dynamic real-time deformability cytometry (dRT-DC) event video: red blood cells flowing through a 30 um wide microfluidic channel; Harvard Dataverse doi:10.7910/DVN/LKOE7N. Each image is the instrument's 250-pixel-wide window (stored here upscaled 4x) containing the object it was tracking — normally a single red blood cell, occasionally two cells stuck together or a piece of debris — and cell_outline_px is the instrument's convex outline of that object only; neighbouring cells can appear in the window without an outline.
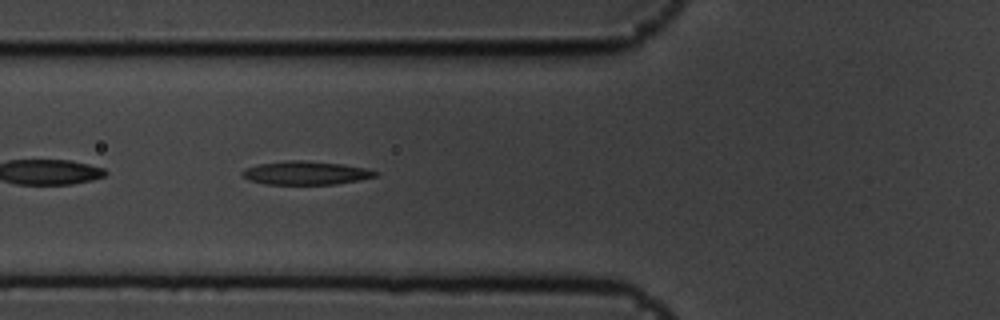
{"species": "common noctule bat (a hibernating species)", "species_latin": "Nyctalus noctula", "temperature_condition": "cold", "stored_images_in_passage": 54, "camera_frame_rate_fps": 3000, "um_per_image_px": 0.085, "animal": {"sex": "male", "body_mass_g": 19.5, "forearm_length_mm": 54.6}, "frame": {"image": 1, "passage_image": 23, "time_ms": 7.333, "image_size_px": [1000, 320], "cell_outline_px": [[376, 176], [360, 180], [336, 184], [264, 184], [248, 180], [240, 176], [240, 172], [244, 168], [256, 164], [288, 160], [308, 160], [344, 164], [364, 168], [376, 172]], "centroid_in_image_um": [25.9, 14.69], "position_along_channel_um": 99.9, "area_um2": 18.44}}
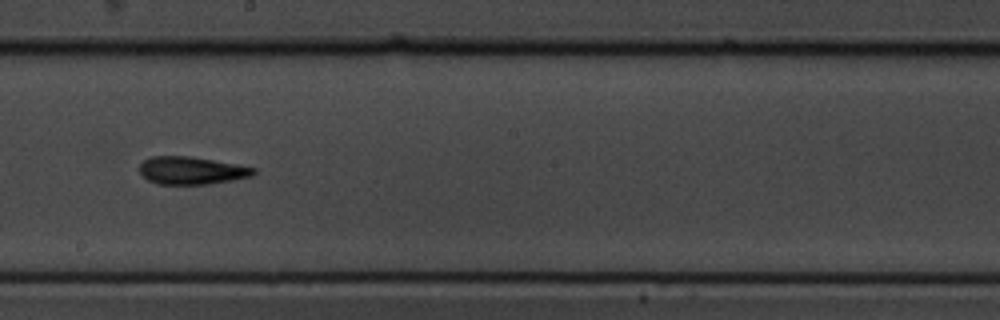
{"frame": {"image": 2, "passage_image": 34, "time_ms": 11.0, "image_size_px": [1000, 320], "cell_outline_px": [[256, 172], [252, 176], [232, 180], [208, 184], [156, 184], [148, 180], [140, 172], [140, 164], [144, 160], [152, 156], [192, 156], [256, 168]], "centroid_in_image_um": [16.27, 14.49], "position_along_channel_um": 231.9, "area_um2": 18.32}}
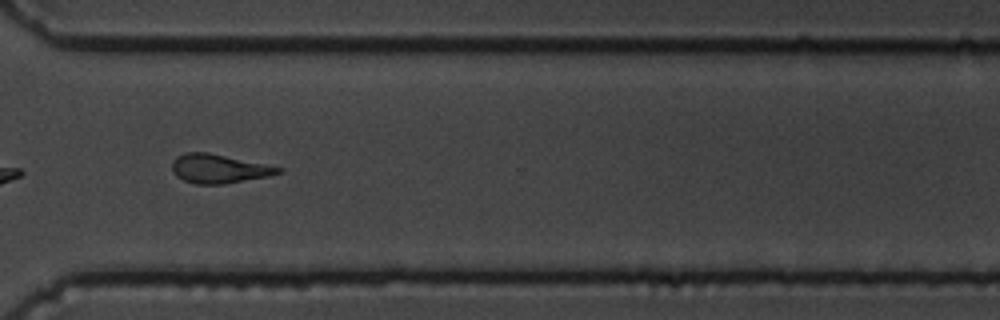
{"frame": {"image": 3, "passage_image": 44, "time_ms": 14.333, "image_size_px": [1000, 320], "cell_outline_px": [[284, 172], [268, 176], [224, 184], [196, 184], [184, 180], [176, 176], [172, 172], [172, 160], [176, 156], [184, 152], [208, 152], [284, 168]], "centroid_in_image_um": [18.58, 14.33], "position_along_channel_um": 352.0, "area_um2": 17.98}}